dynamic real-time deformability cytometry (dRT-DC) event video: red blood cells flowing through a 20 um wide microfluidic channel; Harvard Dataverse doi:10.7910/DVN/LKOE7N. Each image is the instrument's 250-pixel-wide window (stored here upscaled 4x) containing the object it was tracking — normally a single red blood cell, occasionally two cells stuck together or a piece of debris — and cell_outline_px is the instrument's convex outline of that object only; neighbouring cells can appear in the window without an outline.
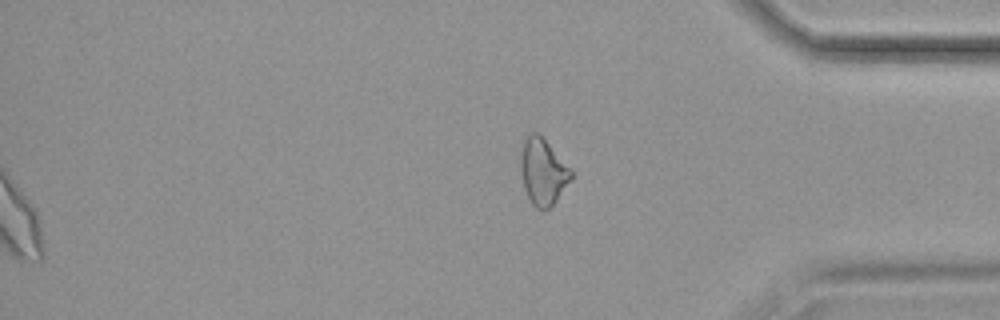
{"species": "common noctule bat (a hibernating species)", "species_latin": "Nyctalus noctula", "temperature_condition": "cold", "stored_images_in_passage": 58, "segment_of_instrument_passage": [2, 2], "camera_frame_rate_fps": 3000, "um_per_image_px": 0.085, "animal": {"sex": "female", "body_mass_g": 19.9}, "frame": {"image": 1, "passage_image": 58, "time_ms": 19.0, "image_size_px": [1000, 320], "cell_outline_px": [[572, 180], [556, 200], [544, 212], [536, 208], [532, 204], [524, 188], [520, 168], [520, 160], [524, 140], [532, 132], [540, 132], [572, 168]], "centroid_in_image_um": [46.18, 14.57], "position_along_channel_um": 389.0, "area_um2": 19.88}}